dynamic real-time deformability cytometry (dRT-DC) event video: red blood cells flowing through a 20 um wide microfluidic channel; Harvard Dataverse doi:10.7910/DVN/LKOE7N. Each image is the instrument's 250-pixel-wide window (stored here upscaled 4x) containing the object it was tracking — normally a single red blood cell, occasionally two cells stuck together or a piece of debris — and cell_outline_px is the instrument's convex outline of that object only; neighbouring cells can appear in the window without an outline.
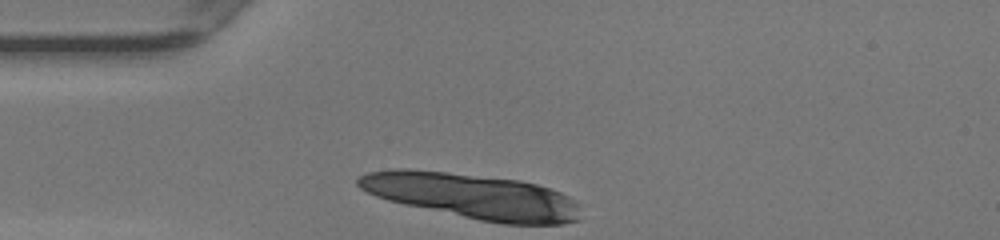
{"species": "human", "species_latin": "Homo sapiens", "temperature_condition": "warm", "stored_images_in_passage": 8, "camera_frame_rate_fps": 3000, "um_per_image_px": 0.085, "donor": {"sex": "female"}, "frame": {"image": 1, "passage_image": 1, "time_ms": 0.0, "image_size_px": [1000, 240], "cell_outline_px": [[580, 220], [564, 224], [504, 224], [480, 220], [404, 204], [388, 200], [376, 196], [360, 188], [356, 184], [356, 180], [360, 176], [368, 172], [396, 168], [408, 168], [520, 180], [536, 184], [560, 192], [576, 200]], "centroid_in_image_um": [40.16, 16.67], "position_along_channel_um": 44.8, "area_um2": 58.44}}